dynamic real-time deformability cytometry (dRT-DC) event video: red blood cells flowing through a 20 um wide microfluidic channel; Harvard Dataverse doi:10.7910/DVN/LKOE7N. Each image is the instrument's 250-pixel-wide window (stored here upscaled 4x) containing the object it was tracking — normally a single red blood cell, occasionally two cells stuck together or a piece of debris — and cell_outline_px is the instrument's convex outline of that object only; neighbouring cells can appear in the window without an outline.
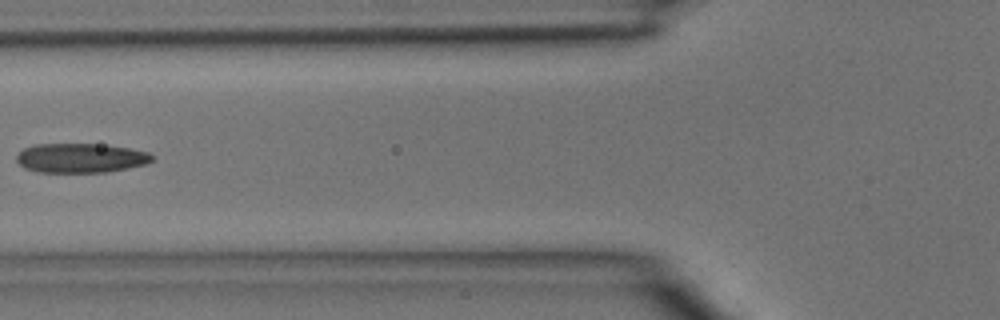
{"species": "common noctule bat (a hibernating species)", "species_latin": "Nyctalus noctula", "temperature_condition": "room temperature", "stored_images_in_passage": 3, "camera_frame_rate_fps": 3000, "um_per_image_px": 0.085, "animal": {"sex": "male", "body_mass_g": 15.6}, "frame": {"image": 1, "passage_image": 3, "time_ms": 0.667, "image_size_px": [1000, 320], "cell_outline_px": [[156, 156], [148, 164], [108, 172], [36, 172], [24, 168], [16, 160], [16, 156], [24, 148], [36, 144], [96, 144], [128, 148], [148, 152]], "centroid_in_image_um": [6.87, 13.44], "position_along_channel_um": 118.9, "area_um2": 23.29}}